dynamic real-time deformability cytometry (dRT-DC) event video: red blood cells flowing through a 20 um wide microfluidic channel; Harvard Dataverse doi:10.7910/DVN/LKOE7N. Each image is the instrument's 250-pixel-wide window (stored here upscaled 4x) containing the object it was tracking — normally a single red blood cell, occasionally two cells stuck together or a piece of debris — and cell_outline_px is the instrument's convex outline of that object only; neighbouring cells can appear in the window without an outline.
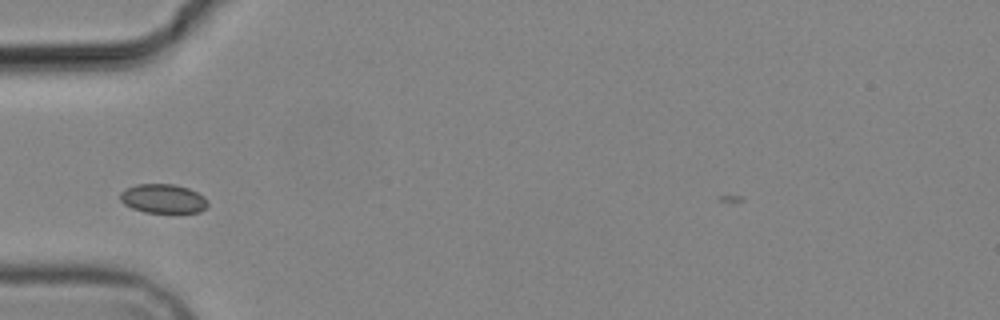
{"species": "common noctule bat (a hibernating species)", "species_latin": "Nyctalus noctula", "temperature_condition": "cold", "stored_images_in_passage": 4, "camera_frame_rate_fps": 3000, "um_per_image_px": 0.085, "animal": {"sex": "male", "body_mass_g": 19.2, "forearm_length_mm": 51.8}, "frame": {"image": 1, "passage_image": 2, "time_ms": 1.333, "image_size_px": [1000, 320], "cell_outline_px": [[208, 204], [200, 212], [144, 212], [132, 208], [124, 204], [120, 200], [120, 192], [124, 188], [136, 184], [176, 184], [188, 188], [204, 196], [208, 200]], "centroid_in_image_um": [13.84, 16.87], "position_along_channel_um": 71.2, "area_um2": 14.91}}
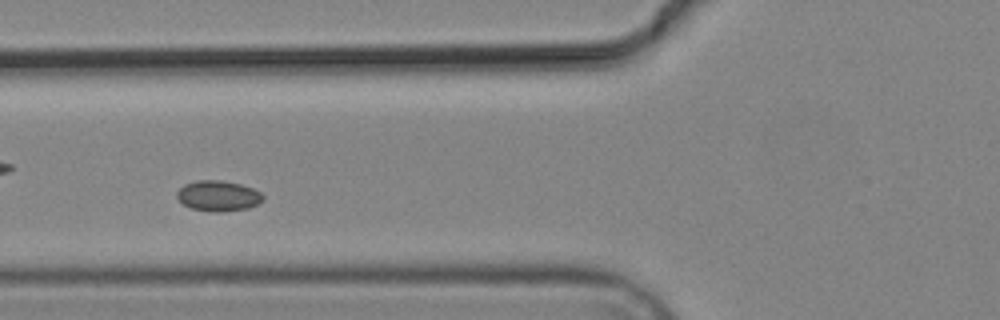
{"frame": {"image": 2, "passage_image": 3, "time_ms": 2.333, "image_size_px": [1000, 320], "cell_outline_px": [[264, 200], [248, 208], [220, 212], [212, 212], [192, 208], [184, 204], [176, 196], [176, 192], [184, 184], [196, 180], [220, 180], [240, 184], [252, 188], [260, 192], [264, 196]], "centroid_in_image_um": [18.54, 16.64], "position_along_channel_um": 107.3, "area_um2": 15.26}}
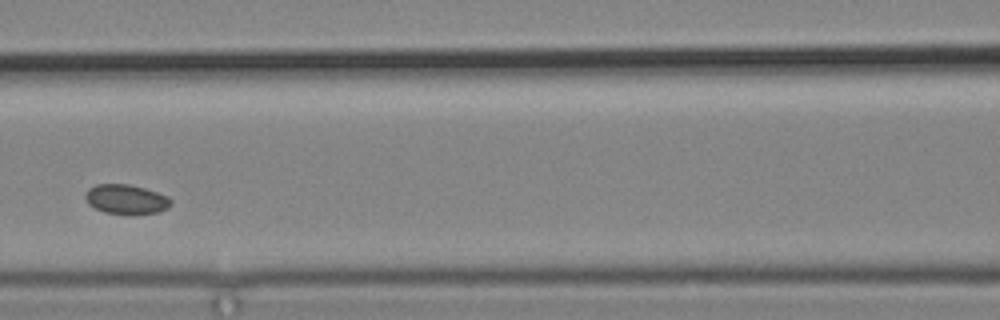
{"frame": {"image": 3, "passage_image": 4, "time_ms": 3.667, "image_size_px": [1000, 320], "cell_outline_px": [[172, 204], [168, 208], [156, 212], [104, 212], [88, 204], [84, 196], [88, 188], [96, 184], [128, 184], [144, 188], [168, 196], [172, 200]], "centroid_in_image_um": [10.7, 16.89], "position_along_channel_um": 155.9, "area_um2": 14.28}}